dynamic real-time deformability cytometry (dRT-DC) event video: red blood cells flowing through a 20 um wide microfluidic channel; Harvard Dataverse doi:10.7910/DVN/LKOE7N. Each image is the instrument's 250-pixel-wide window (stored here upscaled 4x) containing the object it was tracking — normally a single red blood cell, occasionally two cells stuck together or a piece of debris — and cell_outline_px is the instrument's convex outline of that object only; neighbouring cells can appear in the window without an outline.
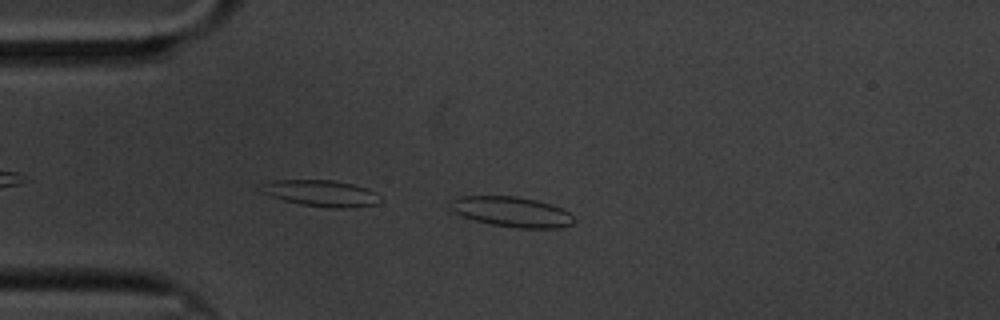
{"species": "common noctule bat (a hibernating species)", "species_latin": "Nyctalus noctula", "temperature_condition": "cold", "stored_images_in_passage": 46, "camera_frame_rate_fps": 3000, "um_per_image_px": 0.085, "animal": {"sex": "male", "body_mass_g": 20.1, "forearm_length_mm": 53.5}, "frame": {"image": 1, "passage_image": 2, "time_ms": 0.333, "image_size_px": [1000, 320], "cell_outline_px": [[576, 220], [572, 224], [560, 228], [520, 228], [492, 224], [476, 220], [464, 216], [456, 212], [452, 208], [452, 200], [460, 196], [516, 196], [536, 200], [560, 208], [568, 212]], "centroid_in_image_um": [43.55, 18.0], "position_along_channel_um": 41.5, "area_um2": 21.27}}
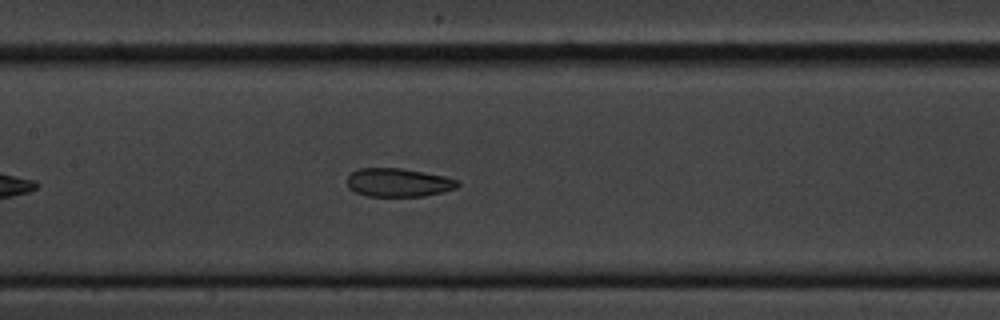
{"frame": {"image": 2, "passage_image": 16, "time_ms": 5.0, "image_size_px": [1000, 320], "cell_outline_px": [[460, 184], [456, 188], [444, 192], [424, 196], [368, 196], [356, 192], [348, 188], [348, 176], [352, 172], [360, 168], [400, 168], [424, 172], [444, 176], [456, 180]], "centroid_in_image_um": [33.87, 15.52], "position_along_channel_um": 173.5, "area_um2": 18.26}}
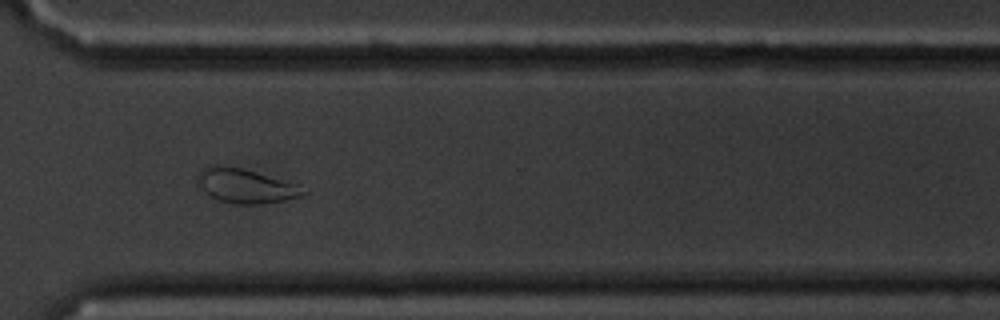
{"frame": {"image": 3, "passage_image": 32, "time_ms": 10.333, "image_size_px": [1000, 320], "cell_outline_px": [[308, 192], [300, 196], [284, 200], [260, 204], [236, 204], [220, 200], [212, 196], [196, 180], [196, 176], [208, 164], [216, 164], [240, 168], [300, 184]], "centroid_in_image_um": [20.92, 15.79], "position_along_channel_um": 349.7, "area_um2": 20.87}, "authors_computed_cell_mechanics": {"area_um2": 20.1433, "velocity_mm_per_s": 3.3149, "shape_relaxation_time_tau1_ms": 7.8777, "shape_relaxation_time_tau2_ms": 3.146, "deformation_change_tau1": 0.1375, "deformation_change_tau2": 0.0951}}